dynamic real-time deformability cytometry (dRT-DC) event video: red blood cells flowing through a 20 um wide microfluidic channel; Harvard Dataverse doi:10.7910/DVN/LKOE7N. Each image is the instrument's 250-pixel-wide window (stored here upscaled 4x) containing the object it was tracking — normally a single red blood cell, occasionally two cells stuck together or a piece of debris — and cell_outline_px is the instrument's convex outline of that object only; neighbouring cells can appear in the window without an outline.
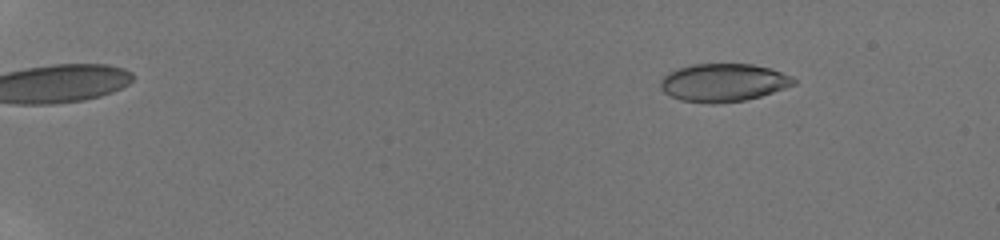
{"species": "human", "species_latin": "Homo sapiens", "temperature_condition": "room temperature", "stored_images_in_passage": 25, "camera_frame_rate_fps": 3000, "um_per_image_px": 0.085, "donor": {"sex": "male"}, "frame": {"image": 1, "passage_image": 7, "time_ms": 2.667, "image_size_px": [1000, 240], "cell_outline_px": [[796, 84], [760, 96], [744, 100], [712, 104], [680, 100], [664, 92], [660, 88], [660, 80], [668, 72], [676, 68], [692, 64], [752, 64], [768, 68], [792, 76], [796, 80]], "centroid_in_image_um": [61.45, 7.01], "position_along_channel_um": 23.5, "area_um2": 29.42}}
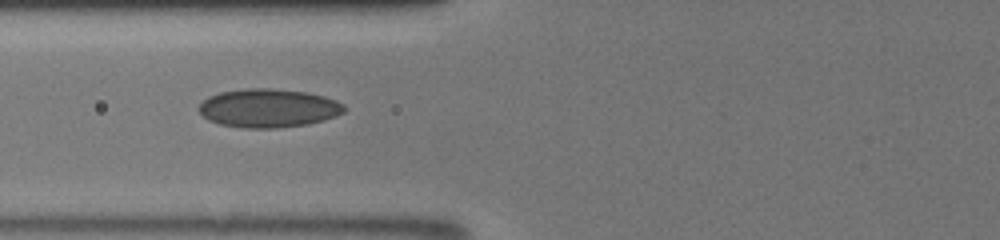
{"frame": {"image": 2, "passage_image": 16, "time_ms": 8.333, "image_size_px": [1000, 240], "cell_outline_px": [[344, 112], [336, 116], [324, 120], [308, 124], [276, 128], [244, 128], [220, 124], [208, 120], [196, 108], [208, 96], [220, 92], [244, 88], [272, 88], [308, 92], [324, 96], [336, 100], [344, 104]], "centroid_in_image_um": [22.81, 9.18], "position_along_channel_um": 103.0, "area_um2": 32.89}}
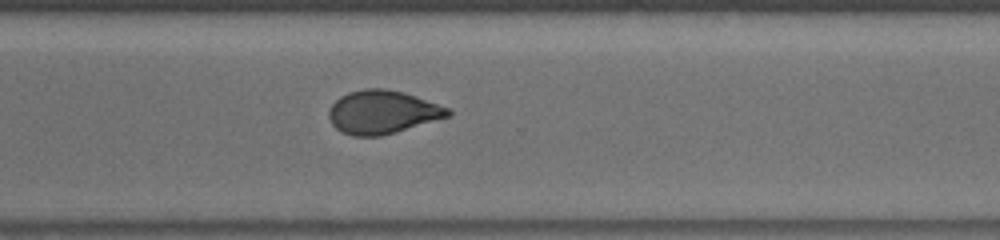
{"frame": {"image": 3, "passage_image": 25, "time_ms": 14.0, "image_size_px": [1000, 240], "cell_outline_px": [[452, 116], [396, 132], [380, 136], [352, 136], [340, 132], [332, 124], [328, 116], [328, 112], [332, 104], [340, 96], [348, 92], [364, 88], [384, 88], [404, 92], [452, 108]], "centroid_in_image_um": [32.54, 9.53], "position_along_channel_um": 338.1, "area_um2": 30.52}}